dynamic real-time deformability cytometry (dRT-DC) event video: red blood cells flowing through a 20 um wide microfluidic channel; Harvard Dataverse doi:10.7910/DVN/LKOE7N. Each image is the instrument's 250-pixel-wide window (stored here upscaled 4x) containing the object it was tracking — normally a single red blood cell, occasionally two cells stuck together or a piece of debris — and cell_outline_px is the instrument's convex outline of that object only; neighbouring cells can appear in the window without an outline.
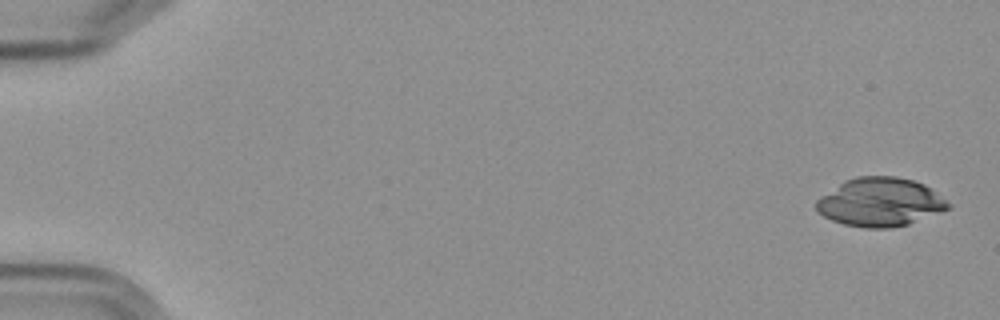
{"species": "Egyptian fruit bat (a non-hibernating species)", "species_latin": "Rousettus aegyptiacus", "temperature_condition": "cold", "stored_images_in_passage": 9, "camera_frame_rate_fps": 3000, "um_per_image_px": 0.085, "frame": {"image": 1, "passage_image": 1, "time_ms": 0.0, "image_size_px": [1000, 320], "cell_outline_px": [[952, 208], [908, 224], [892, 228], [864, 228], [844, 224], [832, 220], [816, 212], [816, 200], [820, 196], [844, 180], [856, 176], [896, 176], [912, 180], [924, 184], [952, 204]], "centroid_in_image_um": [74.81, 17.18], "position_along_channel_um": 10.2, "area_um2": 37.57}}